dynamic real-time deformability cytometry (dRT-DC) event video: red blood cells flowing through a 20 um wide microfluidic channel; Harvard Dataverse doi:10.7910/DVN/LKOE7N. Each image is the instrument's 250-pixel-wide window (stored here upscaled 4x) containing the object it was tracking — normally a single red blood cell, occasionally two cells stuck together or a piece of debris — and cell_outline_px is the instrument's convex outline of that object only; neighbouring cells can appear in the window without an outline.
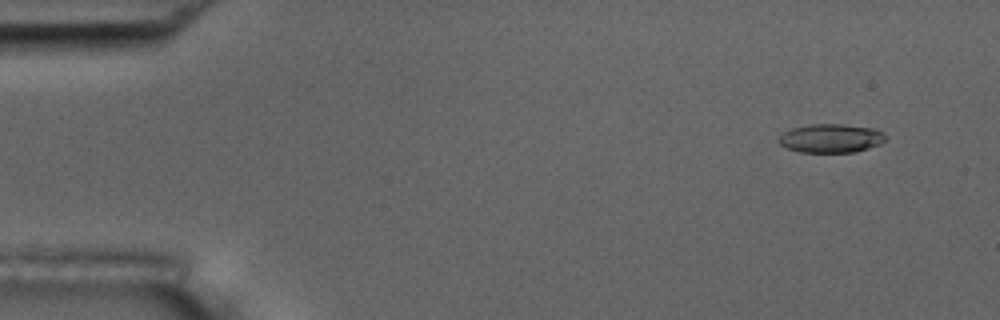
{"species": "common noctule bat (a hibernating species)", "species_latin": "Nyctalus noctula", "temperature_condition": "room temperature", "stored_images_in_passage": 5, "camera_frame_rate_fps": 3000, "um_per_image_px": 0.085, "animal": {"sex": "male", "body_mass_g": 17.5, "forearm_length_mm": 52.3}, "frame": {"image": 1, "passage_image": 1, "time_ms": 0.0, "image_size_px": [1000, 320], "cell_outline_px": [[888, 136], [880, 144], [856, 152], [800, 152], [788, 148], [780, 144], [776, 140], [784, 132], [792, 128], [808, 124], [844, 124], [876, 128], [884, 132]], "centroid_in_image_um": [70.66, 11.74], "position_along_channel_um": 14.3, "area_um2": 18.09}}
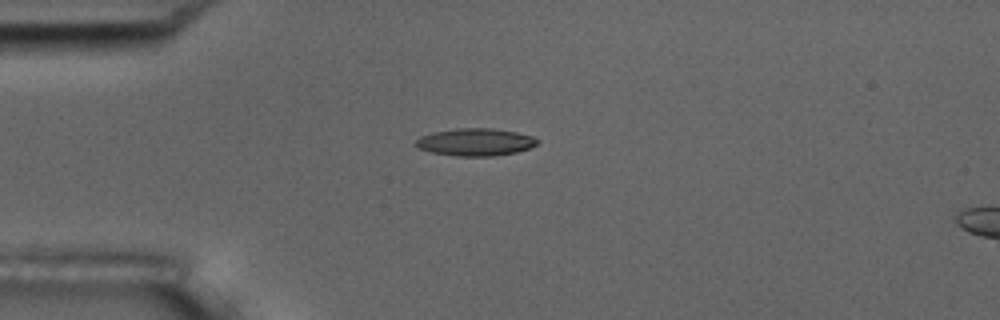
{"frame": {"image": 2, "passage_image": 4, "time_ms": 3.333, "image_size_px": [1000, 320], "cell_outline_px": [[540, 140], [536, 144], [528, 148], [516, 152], [492, 156], [456, 156], [432, 152], [416, 148], [412, 144], [420, 136], [432, 132], [456, 128], [492, 128], [516, 132], [532, 136]], "centroid_in_image_um": [40.35, 12.07], "position_along_channel_um": 44.6, "area_um2": 19.54}}